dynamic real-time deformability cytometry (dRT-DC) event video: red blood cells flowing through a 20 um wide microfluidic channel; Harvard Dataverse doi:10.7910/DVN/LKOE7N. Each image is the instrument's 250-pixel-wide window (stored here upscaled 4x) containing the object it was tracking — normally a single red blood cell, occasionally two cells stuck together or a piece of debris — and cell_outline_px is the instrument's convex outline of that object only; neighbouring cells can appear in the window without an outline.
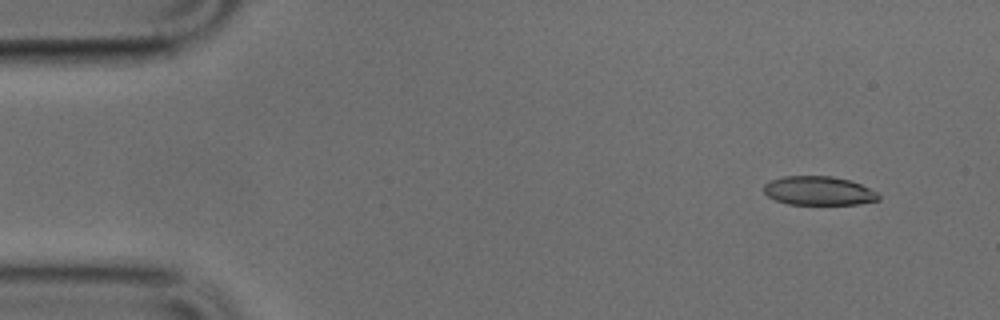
{"species": "common noctule bat (a hibernating species)", "species_latin": "Nyctalus noctula", "temperature_condition": "cold", "stored_images_in_passage": 49, "camera_frame_rate_fps": 3000, "um_per_image_px": 0.085, "animal": {"sex": "male", "body_mass_g": 17.9, "forearm_length_mm": 54.2}, "frame": {"image": 1, "passage_image": 4, "time_ms": 1.0, "image_size_px": [1000, 320], "cell_outline_px": [[880, 200], [856, 204], [788, 204], [776, 200], [768, 196], [764, 192], [764, 184], [772, 180], [784, 176], [832, 176], [848, 180], [860, 184], [876, 192], [880, 196]], "centroid_in_image_um": [69.58, 16.22], "position_along_channel_um": 15.4, "area_um2": 19.13}}
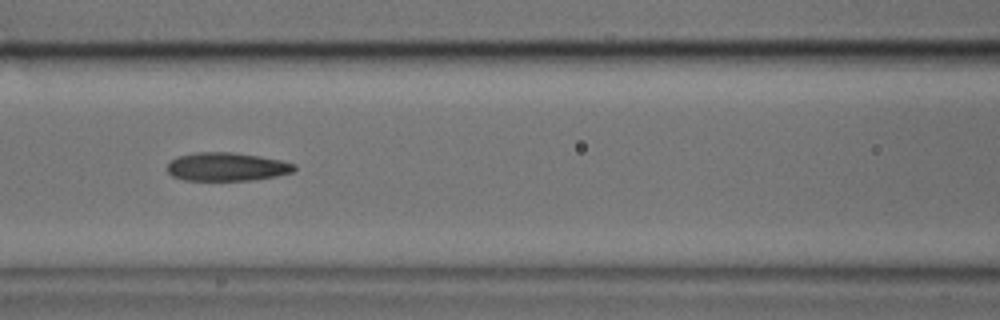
{"frame": {"image": 2, "passage_image": 21, "time_ms": 6.667, "image_size_px": [1000, 320], "cell_outline_px": [[296, 168], [292, 172], [276, 176], [256, 180], [184, 180], [172, 176], [168, 172], [168, 160], [176, 156], [196, 152], [232, 152], [260, 156], [280, 160], [296, 164]], "centroid_in_image_um": [19.25, 14.17], "position_along_channel_um": 147.3, "area_um2": 21.21}}
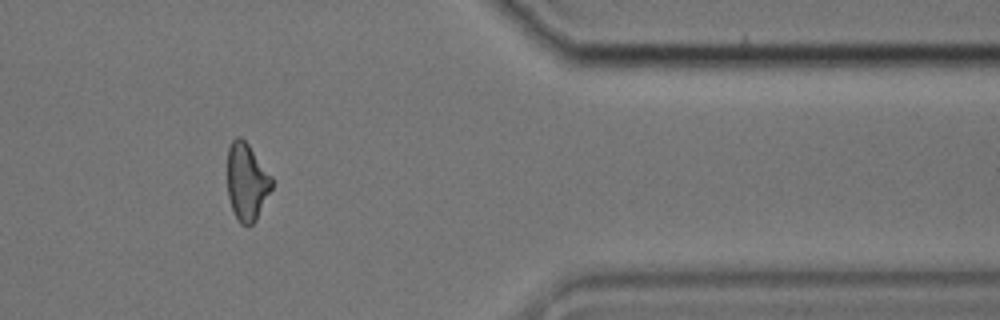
{"frame": {"image": 3, "passage_image": 41, "time_ms": 13.333, "image_size_px": [1000, 320], "cell_outline_px": [[272, 188], [256, 220], [252, 224], [240, 224], [236, 220], [228, 196], [228, 148], [232, 140], [236, 136], [240, 136], [248, 144], [272, 176]], "centroid_in_image_um": [20.97, 15.46], "position_along_channel_um": 390.4, "area_um2": 19.94}}